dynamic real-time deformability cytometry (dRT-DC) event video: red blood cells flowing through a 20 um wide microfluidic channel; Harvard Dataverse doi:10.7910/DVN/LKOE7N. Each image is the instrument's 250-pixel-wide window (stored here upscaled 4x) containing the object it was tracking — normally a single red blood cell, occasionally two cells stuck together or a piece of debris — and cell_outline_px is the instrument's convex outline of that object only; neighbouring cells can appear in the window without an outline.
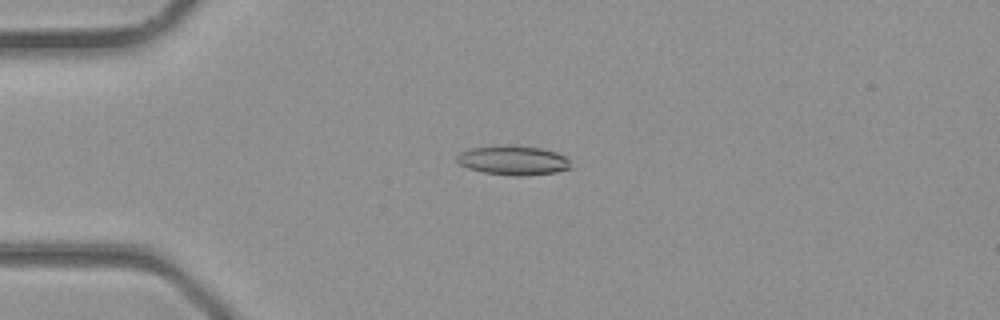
{"species": "common noctule bat (a hibernating species)", "species_latin": "Nyctalus noctula", "temperature_condition": "room temperature", "stored_images_in_passage": 3, "camera_frame_rate_fps": 3000, "um_per_image_px": 0.085, "animal": {"sex": "male", "body_mass_g": 23.1, "forearm_length_mm": 52.7}, "frame": {"image": 1, "passage_image": 3, "time_ms": 0.667, "image_size_px": [1000, 320], "cell_outline_px": [[572, 168], [556, 172], [520, 176], [516, 176], [484, 172], [468, 168], [460, 164], [456, 160], [456, 156], [460, 152], [472, 148], [504, 144], [516, 144], [540, 148], [556, 152], [564, 156], [568, 160]], "centroid_in_image_um": [43.61, 13.61], "position_along_channel_um": 41.4, "area_um2": 19.59}}